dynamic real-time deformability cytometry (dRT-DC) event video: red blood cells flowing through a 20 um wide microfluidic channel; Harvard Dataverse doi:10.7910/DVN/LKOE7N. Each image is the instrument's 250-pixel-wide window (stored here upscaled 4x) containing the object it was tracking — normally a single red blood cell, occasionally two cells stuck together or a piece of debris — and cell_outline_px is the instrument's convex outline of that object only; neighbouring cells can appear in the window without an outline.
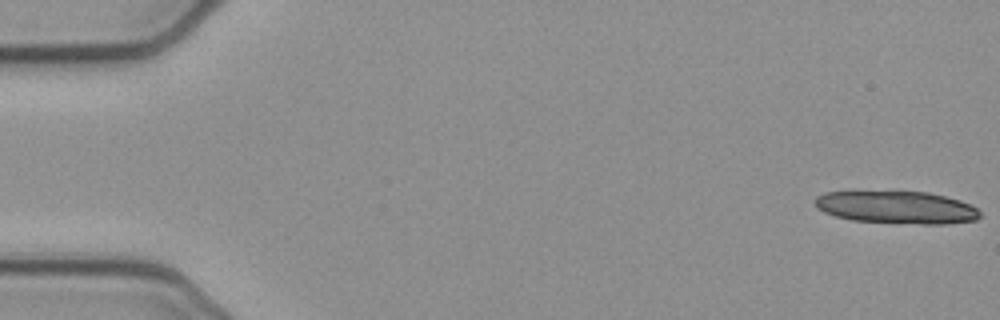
{"species": "common noctule bat (a hibernating species)", "species_latin": "Nyctalus noctula", "temperature_condition": "cold", "stored_images_in_passage": 28, "camera_frame_rate_fps": 3000, "um_per_image_px": 0.085, "animal": {"sex": "female", "body_mass_g": 21.9}, "frame": {"image": 1, "passage_image": 1, "time_ms": 0.0, "image_size_px": [1000, 320], "cell_outline_px": [[980, 216], [976, 220], [948, 224], [924, 224], [852, 220], [836, 216], [824, 212], [816, 208], [816, 196], [824, 192], [928, 192], [960, 200], [976, 208], [980, 212]], "centroid_in_image_um": [76.23, 17.63], "position_along_channel_um": 8.8, "area_um2": 30.98}}
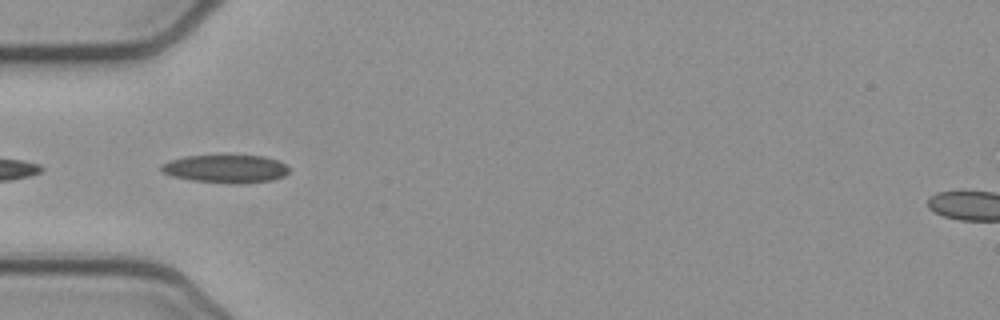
{"frame": {"image": 2, "passage_image": 17, "time_ms": 5.333, "image_size_px": [1000, 320], "cell_outline_px": [[288, 172], [284, 176], [272, 180], [236, 184], [192, 180], [172, 176], [164, 172], [160, 168], [160, 164], [184, 156], [264, 156], [276, 160], [284, 164], [288, 168]], "centroid_in_image_um": [19.18, 14.35], "position_along_channel_um": 65.8, "area_um2": 20.58}}
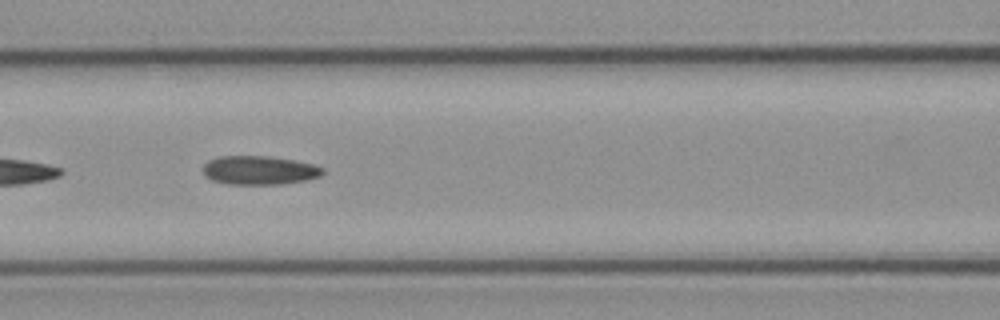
{"frame": {"image": 3, "passage_image": 23, "time_ms": 7.333, "image_size_px": [1000, 320], "cell_outline_px": [[324, 172], [320, 176], [308, 180], [280, 184], [228, 184], [212, 180], [204, 176], [204, 164], [208, 160], [220, 156], [268, 156], [292, 160], [312, 164], [324, 168]], "centroid_in_image_um": [22.03, 14.47], "position_along_channel_um": 144.6, "area_um2": 20.06}}